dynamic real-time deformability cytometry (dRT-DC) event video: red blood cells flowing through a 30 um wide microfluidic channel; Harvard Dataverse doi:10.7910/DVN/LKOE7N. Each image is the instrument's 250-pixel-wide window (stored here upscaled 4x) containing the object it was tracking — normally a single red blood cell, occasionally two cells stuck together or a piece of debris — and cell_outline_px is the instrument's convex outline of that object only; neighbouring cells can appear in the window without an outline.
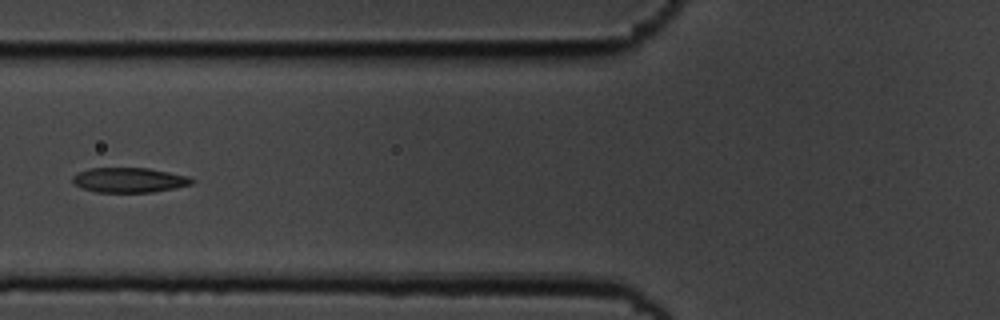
{"species": "common noctule bat (a hibernating species)", "species_latin": "Nyctalus noctula", "temperature_condition": "cold", "stored_images_in_passage": 10, "camera_frame_rate_fps": 3000, "um_per_image_px": 0.085, "animal": {"sex": "male", "body_mass_g": 19.5, "forearm_length_mm": 54.6}, "frame": {"image": 1, "passage_image": 6, "time_ms": 1.667, "image_size_px": [1000, 320], "cell_outline_px": [[196, 180], [192, 184], [176, 188], [152, 192], [96, 192], [80, 188], [72, 184], [72, 176], [76, 172], [88, 168], [148, 168], [188, 176]], "centroid_in_image_um": [10.93, 15.3], "position_along_channel_um": 114.9, "area_um2": 17.51}}
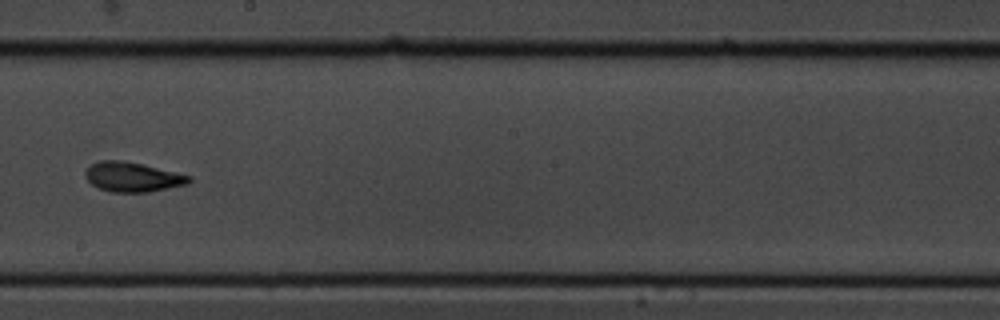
{"frame": {"image": 2, "passage_image": 9, "time_ms": 2.667, "image_size_px": [1000, 320], "cell_outline_px": [[192, 180], [188, 184], [148, 192], [112, 192], [100, 188], [92, 184], [84, 176], [84, 172], [92, 164], [100, 160], [120, 160], [144, 164], [192, 176]], "centroid_in_image_um": [11.29, 15.04], "position_along_channel_um": 236.9, "area_um2": 17.92}}
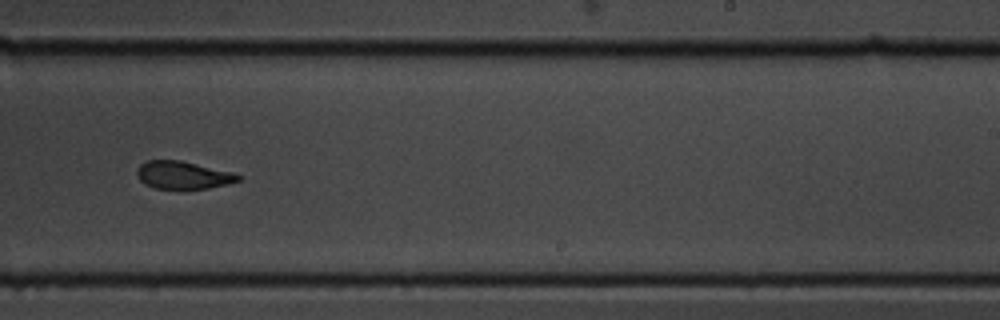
{"frame": {"image": 3, "passage_image": 10, "time_ms": 3.0, "image_size_px": [1000, 320], "cell_outline_px": [[244, 176], [240, 180], [228, 184], [208, 188], [184, 192], [156, 188], [144, 184], [136, 176], [136, 168], [140, 164], [148, 160], [180, 160], [232, 172]], "centroid_in_image_um": [15.54, 14.93], "position_along_channel_um": 273.5, "area_um2": 17.11}}